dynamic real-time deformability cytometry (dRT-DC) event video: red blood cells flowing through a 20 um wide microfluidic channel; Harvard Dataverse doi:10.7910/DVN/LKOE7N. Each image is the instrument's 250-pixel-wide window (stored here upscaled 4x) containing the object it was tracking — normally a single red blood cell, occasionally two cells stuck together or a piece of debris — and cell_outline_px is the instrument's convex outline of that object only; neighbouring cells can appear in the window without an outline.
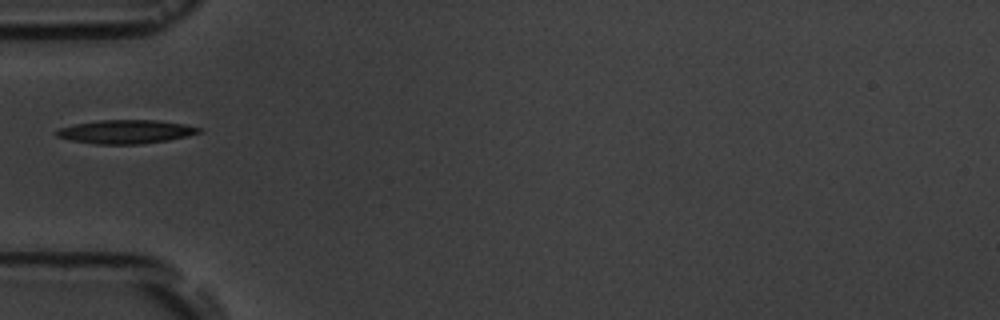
{"species": "common noctule bat (a hibernating species)", "species_latin": "Nyctalus noctula", "temperature_condition": "room temperature", "stored_images_in_passage": 9, "camera_frame_rate_fps": 3000, "um_per_image_px": 0.085, "animal": {"sex": "male", "body_mass_g": 19.5, "forearm_length_mm": 54.6}, "frame": {"image": 1, "passage_image": 1, "time_ms": 0.0, "image_size_px": [1000, 320], "cell_outline_px": [[200, 132], [188, 136], [168, 140], [140, 144], [92, 144], [72, 140], [56, 136], [56, 132], [60, 128], [76, 124], [100, 120], [156, 120], [184, 124], [200, 128]], "centroid_in_image_um": [10.7, 11.2], "position_along_channel_um": 74.3, "area_um2": 19.42}}
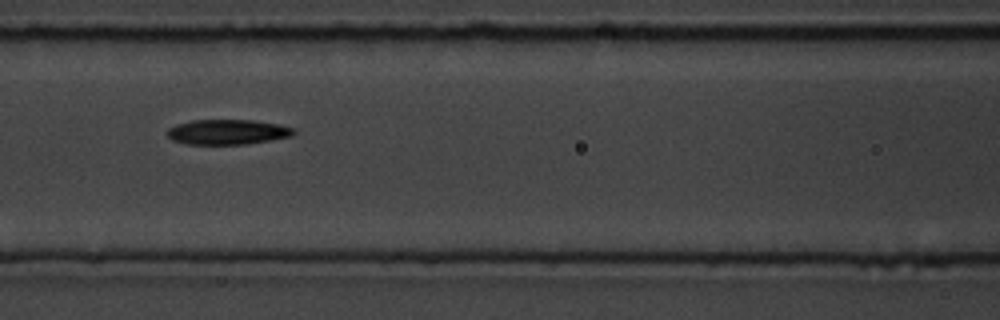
{"frame": {"image": 2, "passage_image": 3, "time_ms": 2.0, "image_size_px": [1000, 320], "cell_outline_px": [[296, 132], [292, 136], [244, 144], [188, 144], [172, 140], [168, 136], [168, 128], [176, 124], [192, 120], [256, 120], [280, 124], [296, 128]], "centroid_in_image_um": [19.37, 11.2], "position_along_channel_um": 147.2, "area_um2": 18.5}}
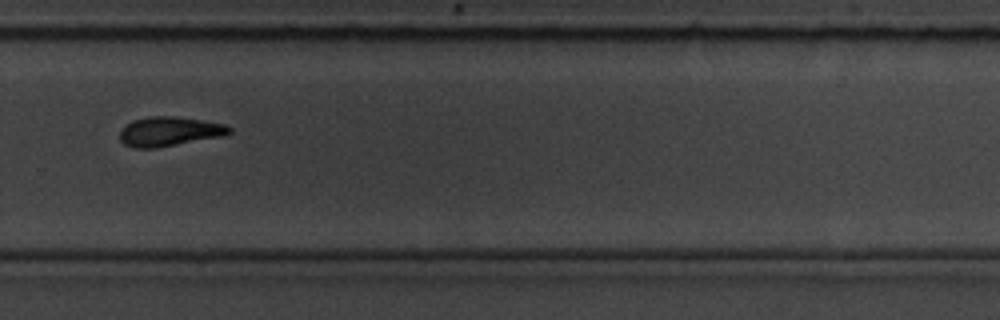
{"frame": {"image": 3, "passage_image": 7, "time_ms": 6.667, "image_size_px": [1000, 320], "cell_outline_px": [[232, 132], [228, 136], [156, 148], [136, 148], [124, 144], [120, 140], [120, 132], [132, 120], [152, 116], [172, 116], [200, 120], [224, 124], [232, 128]], "centroid_in_image_um": [14.46, 11.19], "position_along_channel_um": 315.3, "area_um2": 18.84}}